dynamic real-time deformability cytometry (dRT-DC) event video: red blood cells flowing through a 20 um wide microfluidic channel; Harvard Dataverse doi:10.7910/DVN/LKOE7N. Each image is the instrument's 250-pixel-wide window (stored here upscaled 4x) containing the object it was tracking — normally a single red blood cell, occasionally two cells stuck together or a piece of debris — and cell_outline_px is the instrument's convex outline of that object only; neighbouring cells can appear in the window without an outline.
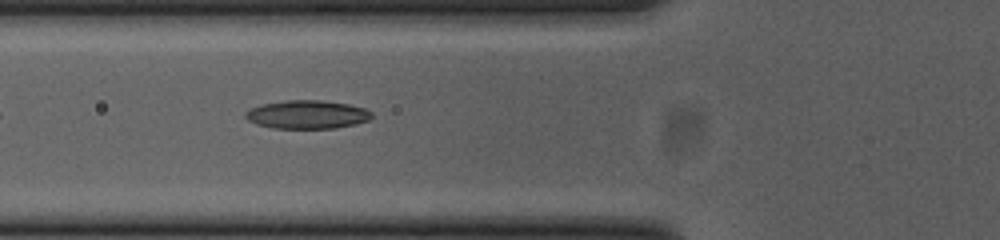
{"species": "common noctule bat (a hibernating species)", "species_latin": "Nyctalus noctula", "temperature_condition": "cold", "stored_images_in_passage": 33, "camera_frame_rate_fps": 3000, "um_per_image_px": 0.085, "animal": {"sex": "female", "body_mass_g": 23.0, "forearm_length_mm": 53.4}, "frame": {"image": 1, "passage_image": 3, "time_ms": 0.667, "image_size_px": [1000, 240], "cell_outline_px": [[372, 116], [368, 120], [356, 124], [336, 128], [272, 128], [256, 124], [248, 120], [244, 116], [244, 112], [248, 108], [260, 104], [284, 100], [320, 100], [348, 104], [364, 108], [372, 112]], "centroid_in_image_um": [26.06, 9.73], "position_along_channel_um": 99.7, "area_um2": 21.1}}
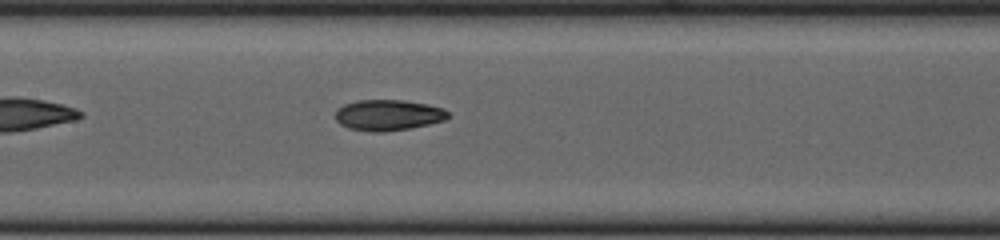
{"frame": {"image": 2, "passage_image": 9, "time_ms": 2.667, "image_size_px": [1000, 240], "cell_outline_px": [[448, 116], [444, 120], [428, 124], [408, 128], [384, 132], [372, 132], [348, 128], [340, 124], [336, 120], [336, 108], [344, 104], [356, 100], [404, 100], [428, 104], [444, 108], [448, 112]], "centroid_in_image_um": [32.96, 9.77], "position_along_channel_um": 174.4, "area_um2": 20.29}}
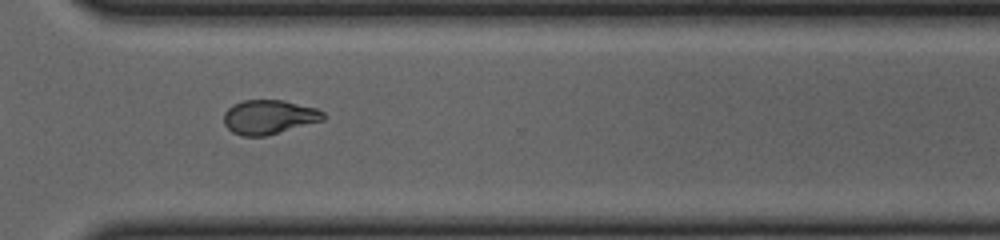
{"frame": {"image": 3, "passage_image": 23, "time_ms": 7.333, "image_size_px": [1000, 240], "cell_outline_px": [[324, 120], [264, 136], [240, 136], [232, 132], [224, 124], [224, 112], [232, 104], [244, 100], [284, 100], [316, 108], [324, 112]], "centroid_in_image_um": [22.84, 9.94], "position_along_channel_um": 347.8, "area_um2": 19.83}}